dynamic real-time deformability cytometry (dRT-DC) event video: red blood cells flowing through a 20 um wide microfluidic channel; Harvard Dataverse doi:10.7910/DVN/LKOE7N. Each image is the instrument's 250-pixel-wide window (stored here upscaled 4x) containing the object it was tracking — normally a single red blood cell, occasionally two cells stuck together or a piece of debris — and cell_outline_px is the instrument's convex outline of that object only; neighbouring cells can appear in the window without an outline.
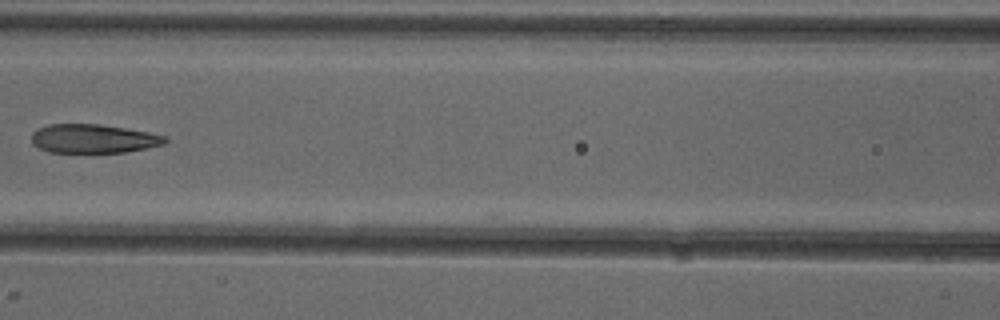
{"species": "common noctule bat (a hibernating species)", "species_latin": "Nyctalus noctula", "temperature_condition": "cold", "stored_images_in_passage": 7, "camera_frame_rate_fps": 3000, "um_per_image_px": 0.085, "animal": {"sex": "female"}, "frame": {"image": 1, "passage_image": 7, "time_ms": 7.667, "image_size_px": [1000, 320], "cell_outline_px": [[168, 140], [164, 144], [148, 148], [124, 152], [48, 152], [32, 144], [32, 132], [48, 124], [100, 124], [148, 132], [168, 136]], "centroid_in_image_um": [7.96, 11.78], "position_along_channel_um": 158.6, "area_um2": 22.43}}